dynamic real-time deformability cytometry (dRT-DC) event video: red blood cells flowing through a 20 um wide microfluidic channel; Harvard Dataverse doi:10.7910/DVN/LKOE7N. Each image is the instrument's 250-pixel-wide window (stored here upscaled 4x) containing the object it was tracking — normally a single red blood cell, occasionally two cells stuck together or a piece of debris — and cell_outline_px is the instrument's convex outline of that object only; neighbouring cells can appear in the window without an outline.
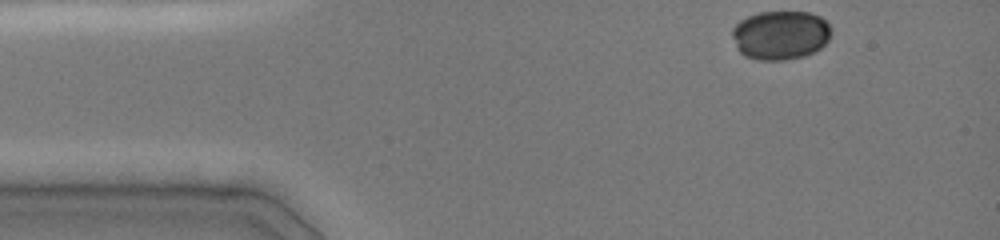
{"species": "common noctule bat (a hibernating species)", "species_latin": "Nyctalus noctula", "temperature_condition": "cold", "stored_images_in_passage": 36, "camera_frame_rate_fps": 3000, "um_per_image_px": 0.085, "animal": {"sex": "female", "body_mass_g": 19.0, "forearm_length_mm": 51.5}, "frame": {"image": 1, "passage_image": 1, "time_ms": 0.0, "image_size_px": [1000, 240], "cell_outline_px": [[832, 32], [828, 40], [820, 48], [804, 56], [784, 60], [756, 60], [744, 56], [736, 48], [732, 36], [732, 28], [740, 20], [748, 16], [760, 12], [808, 12], [820, 16], [832, 28]], "centroid_in_image_um": [66.32, 2.99], "position_along_channel_um": 18.7, "area_um2": 28.44}}
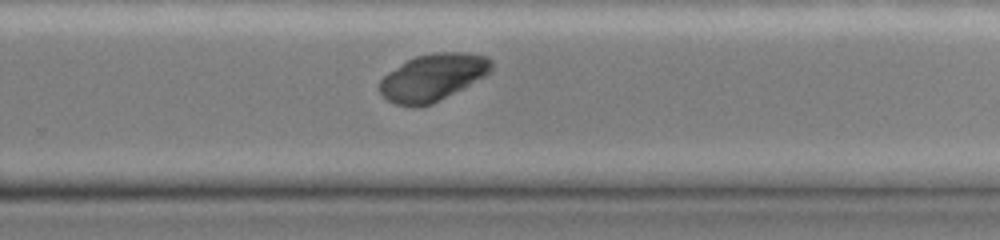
{"frame": {"image": 2, "passage_image": 27, "time_ms": 8.667, "image_size_px": [1000, 240], "cell_outline_px": [[492, 72], [432, 104], [416, 108], [412, 108], [396, 104], [388, 100], [380, 92], [380, 80], [388, 72], [408, 60], [416, 56], [432, 52], [464, 52], [488, 56], [492, 60]], "centroid_in_image_um": [36.8, 6.57], "position_along_channel_um": 293.0, "area_um2": 30.63}}
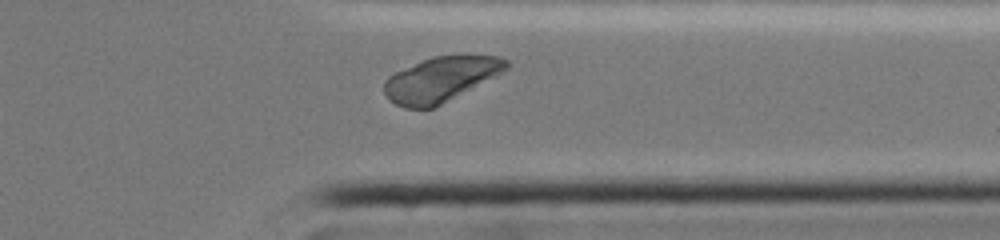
{"frame": {"image": 3, "passage_image": 33, "time_ms": 10.667, "image_size_px": [1000, 240], "cell_outline_px": [[508, 68], [504, 72], [432, 108], [404, 108], [388, 100], [384, 92], [384, 80], [388, 76], [396, 72], [432, 56], [500, 56], [508, 60]], "centroid_in_image_um": [37.44, 6.74], "position_along_channel_um": 374.0, "area_um2": 31.44}}